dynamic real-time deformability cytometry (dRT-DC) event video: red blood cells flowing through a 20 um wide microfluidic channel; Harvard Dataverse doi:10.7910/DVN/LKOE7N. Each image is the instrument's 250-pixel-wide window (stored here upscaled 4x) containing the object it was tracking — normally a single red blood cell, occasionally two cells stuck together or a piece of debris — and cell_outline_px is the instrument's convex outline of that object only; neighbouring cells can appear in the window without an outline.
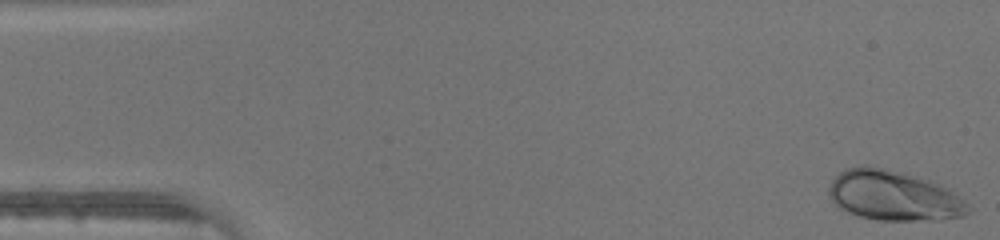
{"species": "human", "species_latin": "Homo sapiens", "temperature_condition": "warm", "stored_images_in_passage": 46, "camera_frame_rate_fps": 3000, "um_per_image_px": 0.085, "donor": {"sex": "male"}, "frame": {"image": 1, "passage_image": 1, "time_ms": 0.0, "image_size_px": [1000, 240], "cell_outline_px": [[972, 212], [964, 216], [940, 220], [880, 220], [860, 216], [848, 212], [840, 208], [828, 196], [828, 188], [832, 180], [844, 168], [864, 164], [884, 168], [928, 180], [952, 192], [964, 200], [972, 208]], "centroid_in_image_um": [75.94, 16.64], "position_along_channel_um": 9.1, "area_um2": 40.52}}
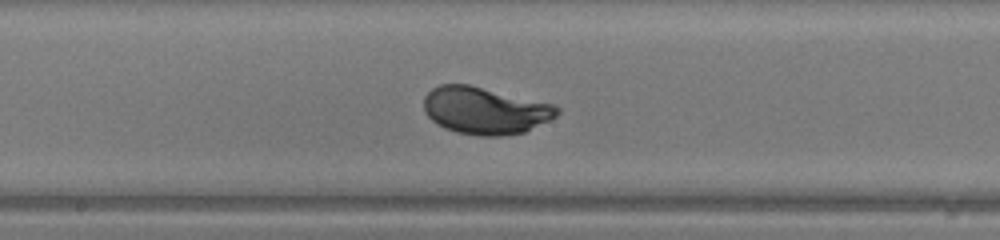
{"frame": {"image": 2, "passage_image": 24, "time_ms": 7.667, "image_size_px": [1000, 240], "cell_outline_px": [[560, 112], [556, 116], [524, 132], [504, 136], [480, 136], [456, 132], [444, 128], [436, 124], [424, 112], [424, 96], [432, 88], [440, 84], [468, 84], [552, 104], [560, 108]], "centroid_in_image_um": [41.19, 9.4], "position_along_channel_um": 207.0, "area_um2": 36.47}}
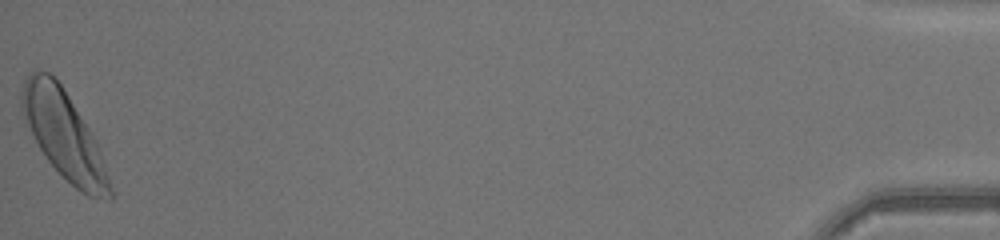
{"frame": {"image": 3, "passage_image": 46, "time_ms": 15.0, "image_size_px": [1000, 240], "cell_outline_px": [[112, 200], [108, 200], [88, 196], [76, 188], [48, 160], [40, 148], [20, 108], [20, 96], [24, 84], [28, 76], [36, 68], [48, 72], [60, 84], [68, 96], [96, 140], [112, 188]], "centroid_in_image_um": [5.44, 11.47], "position_along_channel_um": 429.8, "area_um2": 43.7}}